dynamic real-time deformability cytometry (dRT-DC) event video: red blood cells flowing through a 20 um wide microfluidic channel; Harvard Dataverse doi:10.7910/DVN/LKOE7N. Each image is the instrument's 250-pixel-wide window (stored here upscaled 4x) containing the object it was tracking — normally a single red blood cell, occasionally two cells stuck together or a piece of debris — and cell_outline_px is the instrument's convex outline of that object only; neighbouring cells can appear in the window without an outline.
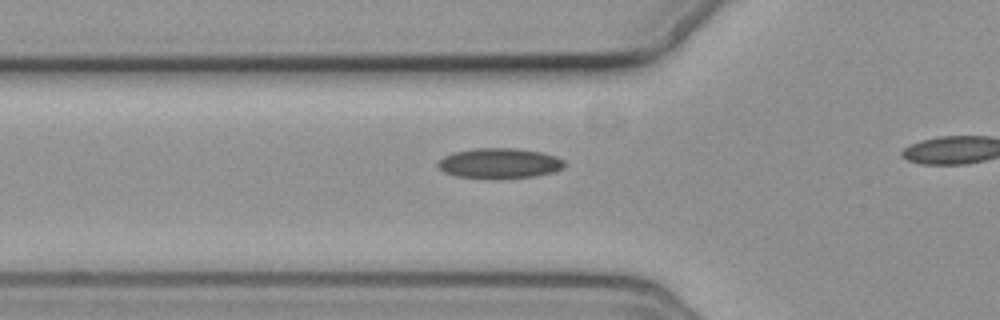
{"species": "common noctule bat (a hibernating species)", "species_latin": "Nyctalus noctula", "temperature_condition": "cold", "stored_images_in_passage": 4, "camera_frame_rate_fps": 3000, "um_per_image_px": 0.085, "animal": {"sex": "female", "body_mass_g": 19.3, "forearm_length_mm": 54.1}, "frame": {"image": 1, "passage_image": 4, "time_ms": 3.667, "image_size_px": [1000, 320], "cell_outline_px": [[564, 168], [552, 172], [536, 176], [496, 180], [492, 180], [456, 176], [444, 172], [436, 164], [444, 156], [452, 152], [476, 148], [516, 148], [540, 152], [556, 156], [564, 160]], "centroid_in_image_um": [42.44, 13.9], "position_along_channel_um": 83.4, "area_um2": 22.72}}